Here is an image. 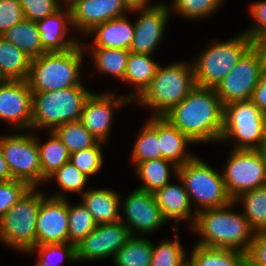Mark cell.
Returning a JSON list of instances; mask_svg holds the SVG:
<instances>
[{"label":"cell","instance_id":"d6986e66","mask_svg":"<svg viewBox=\"0 0 266 266\" xmlns=\"http://www.w3.org/2000/svg\"><path fill=\"white\" fill-rule=\"evenodd\" d=\"M68 6L72 27L82 36L98 24L130 13L123 0H73Z\"/></svg>","mask_w":266,"mask_h":266},{"label":"cell","instance_id":"db71d44e","mask_svg":"<svg viewBox=\"0 0 266 266\" xmlns=\"http://www.w3.org/2000/svg\"><path fill=\"white\" fill-rule=\"evenodd\" d=\"M60 2L62 1V4L64 3L65 5H69L73 0H59Z\"/></svg>","mask_w":266,"mask_h":266},{"label":"cell","instance_id":"f6af8a7d","mask_svg":"<svg viewBox=\"0 0 266 266\" xmlns=\"http://www.w3.org/2000/svg\"><path fill=\"white\" fill-rule=\"evenodd\" d=\"M24 19L19 0L0 1V36Z\"/></svg>","mask_w":266,"mask_h":266},{"label":"cell","instance_id":"ee69618b","mask_svg":"<svg viewBox=\"0 0 266 266\" xmlns=\"http://www.w3.org/2000/svg\"><path fill=\"white\" fill-rule=\"evenodd\" d=\"M248 10L255 22L244 32L250 37L253 45H256L266 37V0L252 2Z\"/></svg>","mask_w":266,"mask_h":266},{"label":"cell","instance_id":"9c48e42d","mask_svg":"<svg viewBox=\"0 0 266 266\" xmlns=\"http://www.w3.org/2000/svg\"><path fill=\"white\" fill-rule=\"evenodd\" d=\"M266 133V114L251 100L223 106V125L219 143H232V149L256 150Z\"/></svg>","mask_w":266,"mask_h":266},{"label":"cell","instance_id":"277c9868","mask_svg":"<svg viewBox=\"0 0 266 266\" xmlns=\"http://www.w3.org/2000/svg\"><path fill=\"white\" fill-rule=\"evenodd\" d=\"M82 42L66 52L44 53L31 59L27 82L32 92H48L83 85L81 68Z\"/></svg>","mask_w":266,"mask_h":266},{"label":"cell","instance_id":"603a6c76","mask_svg":"<svg viewBox=\"0 0 266 266\" xmlns=\"http://www.w3.org/2000/svg\"><path fill=\"white\" fill-rule=\"evenodd\" d=\"M135 30L127 15L94 26L83 37H93L90 47L129 50Z\"/></svg>","mask_w":266,"mask_h":266},{"label":"cell","instance_id":"2e32d148","mask_svg":"<svg viewBox=\"0 0 266 266\" xmlns=\"http://www.w3.org/2000/svg\"><path fill=\"white\" fill-rule=\"evenodd\" d=\"M131 103L124 94L117 96L115 92H93L85 102L80 121L98 141L107 143L114 110L122 109Z\"/></svg>","mask_w":266,"mask_h":266},{"label":"cell","instance_id":"7bdbcfd3","mask_svg":"<svg viewBox=\"0 0 266 266\" xmlns=\"http://www.w3.org/2000/svg\"><path fill=\"white\" fill-rule=\"evenodd\" d=\"M29 189L25 182L15 179L0 182V219Z\"/></svg>","mask_w":266,"mask_h":266},{"label":"cell","instance_id":"52a82bcc","mask_svg":"<svg viewBox=\"0 0 266 266\" xmlns=\"http://www.w3.org/2000/svg\"><path fill=\"white\" fill-rule=\"evenodd\" d=\"M216 169L197 155L178 167L177 175L185 185L192 207L196 206V213L233 201L227 193L222 171L219 173Z\"/></svg>","mask_w":266,"mask_h":266},{"label":"cell","instance_id":"681fc988","mask_svg":"<svg viewBox=\"0 0 266 266\" xmlns=\"http://www.w3.org/2000/svg\"><path fill=\"white\" fill-rule=\"evenodd\" d=\"M11 179H12L11 173L9 171L7 162L0 148V182L9 181Z\"/></svg>","mask_w":266,"mask_h":266},{"label":"cell","instance_id":"9a60e30c","mask_svg":"<svg viewBox=\"0 0 266 266\" xmlns=\"http://www.w3.org/2000/svg\"><path fill=\"white\" fill-rule=\"evenodd\" d=\"M32 103L33 92L26 80H7L0 86V120L11 123L10 132L31 130Z\"/></svg>","mask_w":266,"mask_h":266},{"label":"cell","instance_id":"7dc6e473","mask_svg":"<svg viewBox=\"0 0 266 266\" xmlns=\"http://www.w3.org/2000/svg\"><path fill=\"white\" fill-rule=\"evenodd\" d=\"M251 101L266 114V68L263 70L259 83L253 91Z\"/></svg>","mask_w":266,"mask_h":266},{"label":"cell","instance_id":"30bf717a","mask_svg":"<svg viewBox=\"0 0 266 266\" xmlns=\"http://www.w3.org/2000/svg\"><path fill=\"white\" fill-rule=\"evenodd\" d=\"M0 135V148L7 162L12 179L25 182L30 188L42 184V172L37 135L23 131Z\"/></svg>","mask_w":266,"mask_h":266},{"label":"cell","instance_id":"4dcf8cb0","mask_svg":"<svg viewBox=\"0 0 266 266\" xmlns=\"http://www.w3.org/2000/svg\"><path fill=\"white\" fill-rule=\"evenodd\" d=\"M49 137L46 142H41L37 135V145L39 148L42 183L59 169L63 164L70 161V153L63 142L53 131H48Z\"/></svg>","mask_w":266,"mask_h":266},{"label":"cell","instance_id":"ab89813d","mask_svg":"<svg viewBox=\"0 0 266 266\" xmlns=\"http://www.w3.org/2000/svg\"><path fill=\"white\" fill-rule=\"evenodd\" d=\"M223 2L224 0H173L168 6L170 13L175 12L190 20H200L217 13Z\"/></svg>","mask_w":266,"mask_h":266},{"label":"cell","instance_id":"ba28073f","mask_svg":"<svg viewBox=\"0 0 266 266\" xmlns=\"http://www.w3.org/2000/svg\"><path fill=\"white\" fill-rule=\"evenodd\" d=\"M45 192L30 188L0 219V242L27 253L36 245L37 216Z\"/></svg>","mask_w":266,"mask_h":266},{"label":"cell","instance_id":"f1b7e54d","mask_svg":"<svg viewBox=\"0 0 266 266\" xmlns=\"http://www.w3.org/2000/svg\"><path fill=\"white\" fill-rule=\"evenodd\" d=\"M82 44L87 50L90 49L87 52H91L92 62L99 74H108L118 78L117 80H124L130 50L89 47L85 41Z\"/></svg>","mask_w":266,"mask_h":266},{"label":"cell","instance_id":"3957f363","mask_svg":"<svg viewBox=\"0 0 266 266\" xmlns=\"http://www.w3.org/2000/svg\"><path fill=\"white\" fill-rule=\"evenodd\" d=\"M195 86L191 61L172 62L164 67L159 64L152 81L134 102L150 109L152 116H164L185 99Z\"/></svg>","mask_w":266,"mask_h":266},{"label":"cell","instance_id":"8fae6325","mask_svg":"<svg viewBox=\"0 0 266 266\" xmlns=\"http://www.w3.org/2000/svg\"><path fill=\"white\" fill-rule=\"evenodd\" d=\"M265 68L261 51L253 45L215 88L222 105L251 100Z\"/></svg>","mask_w":266,"mask_h":266},{"label":"cell","instance_id":"8992f818","mask_svg":"<svg viewBox=\"0 0 266 266\" xmlns=\"http://www.w3.org/2000/svg\"><path fill=\"white\" fill-rule=\"evenodd\" d=\"M252 46V40L244 31L208 45L191 61L196 86L215 89Z\"/></svg>","mask_w":266,"mask_h":266},{"label":"cell","instance_id":"d590c367","mask_svg":"<svg viewBox=\"0 0 266 266\" xmlns=\"http://www.w3.org/2000/svg\"><path fill=\"white\" fill-rule=\"evenodd\" d=\"M53 132L67 147L70 154L88 149L98 142L81 121L66 122Z\"/></svg>","mask_w":266,"mask_h":266},{"label":"cell","instance_id":"f35d334b","mask_svg":"<svg viewBox=\"0 0 266 266\" xmlns=\"http://www.w3.org/2000/svg\"><path fill=\"white\" fill-rule=\"evenodd\" d=\"M141 129L130 154L134 167L141 162L162 158L157 132L146 121Z\"/></svg>","mask_w":266,"mask_h":266},{"label":"cell","instance_id":"836d02e7","mask_svg":"<svg viewBox=\"0 0 266 266\" xmlns=\"http://www.w3.org/2000/svg\"><path fill=\"white\" fill-rule=\"evenodd\" d=\"M51 180L57 182L61 191L50 195V197L67 199L66 193L77 192L81 196L86 191L84 187L87 186L90 178L74 166L71 161H68L46 179L47 182Z\"/></svg>","mask_w":266,"mask_h":266},{"label":"cell","instance_id":"ffe728a7","mask_svg":"<svg viewBox=\"0 0 266 266\" xmlns=\"http://www.w3.org/2000/svg\"><path fill=\"white\" fill-rule=\"evenodd\" d=\"M176 178L179 184L169 182L163 188L157 190L154 196L165 220L167 222H175V224L171 225L172 230L179 229V223L186 221V223H189L187 226L192 228L197 213H192L193 207L183 181L178 176Z\"/></svg>","mask_w":266,"mask_h":266},{"label":"cell","instance_id":"83f0119b","mask_svg":"<svg viewBox=\"0 0 266 266\" xmlns=\"http://www.w3.org/2000/svg\"><path fill=\"white\" fill-rule=\"evenodd\" d=\"M1 37L24 51L31 59L47 53L41 43L36 22L23 19L2 33Z\"/></svg>","mask_w":266,"mask_h":266},{"label":"cell","instance_id":"f546056e","mask_svg":"<svg viewBox=\"0 0 266 266\" xmlns=\"http://www.w3.org/2000/svg\"><path fill=\"white\" fill-rule=\"evenodd\" d=\"M31 58L0 36V71L7 80H27Z\"/></svg>","mask_w":266,"mask_h":266},{"label":"cell","instance_id":"5bb4252c","mask_svg":"<svg viewBox=\"0 0 266 266\" xmlns=\"http://www.w3.org/2000/svg\"><path fill=\"white\" fill-rule=\"evenodd\" d=\"M131 234L121 221L98 224L95 229L76 245L77 262L112 260L116 253L126 244Z\"/></svg>","mask_w":266,"mask_h":266},{"label":"cell","instance_id":"7402d4cb","mask_svg":"<svg viewBox=\"0 0 266 266\" xmlns=\"http://www.w3.org/2000/svg\"><path fill=\"white\" fill-rule=\"evenodd\" d=\"M66 7L64 8L63 5L54 14L36 22L41 43L47 53L66 52L81 42L78 38L66 36L69 30L74 31L71 23V11L68 5Z\"/></svg>","mask_w":266,"mask_h":266},{"label":"cell","instance_id":"74e56055","mask_svg":"<svg viewBox=\"0 0 266 266\" xmlns=\"http://www.w3.org/2000/svg\"><path fill=\"white\" fill-rule=\"evenodd\" d=\"M92 214L83 203L72 204L68 201L69 243L77 245L96 227Z\"/></svg>","mask_w":266,"mask_h":266},{"label":"cell","instance_id":"816d5d0a","mask_svg":"<svg viewBox=\"0 0 266 266\" xmlns=\"http://www.w3.org/2000/svg\"><path fill=\"white\" fill-rule=\"evenodd\" d=\"M255 46L261 51L266 65V37L262 38Z\"/></svg>","mask_w":266,"mask_h":266},{"label":"cell","instance_id":"f5cc1de1","mask_svg":"<svg viewBox=\"0 0 266 266\" xmlns=\"http://www.w3.org/2000/svg\"><path fill=\"white\" fill-rule=\"evenodd\" d=\"M7 81L6 77L0 71V86Z\"/></svg>","mask_w":266,"mask_h":266},{"label":"cell","instance_id":"484cf974","mask_svg":"<svg viewBox=\"0 0 266 266\" xmlns=\"http://www.w3.org/2000/svg\"><path fill=\"white\" fill-rule=\"evenodd\" d=\"M134 170L135 175L142 182L137 188L151 193H155L169 183L171 176H178V166L163 158L138 163Z\"/></svg>","mask_w":266,"mask_h":266},{"label":"cell","instance_id":"4fadbf2b","mask_svg":"<svg viewBox=\"0 0 266 266\" xmlns=\"http://www.w3.org/2000/svg\"><path fill=\"white\" fill-rule=\"evenodd\" d=\"M120 209V221L128 227L131 236H149L168 223L157 205L154 193L139 188L126 195Z\"/></svg>","mask_w":266,"mask_h":266},{"label":"cell","instance_id":"bcb514c9","mask_svg":"<svg viewBox=\"0 0 266 266\" xmlns=\"http://www.w3.org/2000/svg\"><path fill=\"white\" fill-rule=\"evenodd\" d=\"M247 266H266V231L256 232L246 253Z\"/></svg>","mask_w":266,"mask_h":266},{"label":"cell","instance_id":"5b68a950","mask_svg":"<svg viewBox=\"0 0 266 266\" xmlns=\"http://www.w3.org/2000/svg\"><path fill=\"white\" fill-rule=\"evenodd\" d=\"M84 85L48 92H33L31 131H54L66 122L80 121L92 94Z\"/></svg>","mask_w":266,"mask_h":266},{"label":"cell","instance_id":"4316f807","mask_svg":"<svg viewBox=\"0 0 266 266\" xmlns=\"http://www.w3.org/2000/svg\"><path fill=\"white\" fill-rule=\"evenodd\" d=\"M187 266H247L246 253L194 244Z\"/></svg>","mask_w":266,"mask_h":266},{"label":"cell","instance_id":"7c38bea8","mask_svg":"<svg viewBox=\"0 0 266 266\" xmlns=\"http://www.w3.org/2000/svg\"><path fill=\"white\" fill-rule=\"evenodd\" d=\"M228 157L222 175L233 201L247 191L266 185V167L256 150L232 149Z\"/></svg>","mask_w":266,"mask_h":266},{"label":"cell","instance_id":"d4e9b609","mask_svg":"<svg viewBox=\"0 0 266 266\" xmlns=\"http://www.w3.org/2000/svg\"><path fill=\"white\" fill-rule=\"evenodd\" d=\"M151 57L148 54L129 53L123 82L134 87L131 93L125 95L132 103L144 92L156 74L159 63Z\"/></svg>","mask_w":266,"mask_h":266},{"label":"cell","instance_id":"f907efd6","mask_svg":"<svg viewBox=\"0 0 266 266\" xmlns=\"http://www.w3.org/2000/svg\"><path fill=\"white\" fill-rule=\"evenodd\" d=\"M256 151L259 153V155L262 158L263 163L266 167V133L263 136V138L261 139V142H260L258 148L256 149Z\"/></svg>","mask_w":266,"mask_h":266},{"label":"cell","instance_id":"d6a6232c","mask_svg":"<svg viewBox=\"0 0 266 266\" xmlns=\"http://www.w3.org/2000/svg\"><path fill=\"white\" fill-rule=\"evenodd\" d=\"M234 201L242 205V213L255 232L266 231V185L247 191Z\"/></svg>","mask_w":266,"mask_h":266},{"label":"cell","instance_id":"60d3db41","mask_svg":"<svg viewBox=\"0 0 266 266\" xmlns=\"http://www.w3.org/2000/svg\"><path fill=\"white\" fill-rule=\"evenodd\" d=\"M104 142L98 141L94 146L70 154V161L87 177L100 172L103 167L104 157L102 146Z\"/></svg>","mask_w":266,"mask_h":266},{"label":"cell","instance_id":"e0dca14e","mask_svg":"<svg viewBox=\"0 0 266 266\" xmlns=\"http://www.w3.org/2000/svg\"><path fill=\"white\" fill-rule=\"evenodd\" d=\"M138 13L134 21L135 30L130 46V52L154 55L156 48L163 41L164 31L167 26L170 9L165 2H156L148 9L134 10Z\"/></svg>","mask_w":266,"mask_h":266},{"label":"cell","instance_id":"c3c4849f","mask_svg":"<svg viewBox=\"0 0 266 266\" xmlns=\"http://www.w3.org/2000/svg\"><path fill=\"white\" fill-rule=\"evenodd\" d=\"M123 2L130 12L134 10L148 9L156 5L155 2L149 4L150 0H123Z\"/></svg>","mask_w":266,"mask_h":266},{"label":"cell","instance_id":"6da1fadb","mask_svg":"<svg viewBox=\"0 0 266 266\" xmlns=\"http://www.w3.org/2000/svg\"><path fill=\"white\" fill-rule=\"evenodd\" d=\"M164 117L195 144L220 141L223 105L214 88L195 86Z\"/></svg>","mask_w":266,"mask_h":266},{"label":"cell","instance_id":"b9f144b4","mask_svg":"<svg viewBox=\"0 0 266 266\" xmlns=\"http://www.w3.org/2000/svg\"><path fill=\"white\" fill-rule=\"evenodd\" d=\"M24 19L37 22L54 14L64 4L59 0H19Z\"/></svg>","mask_w":266,"mask_h":266},{"label":"cell","instance_id":"7a4b0ae2","mask_svg":"<svg viewBox=\"0 0 266 266\" xmlns=\"http://www.w3.org/2000/svg\"><path fill=\"white\" fill-rule=\"evenodd\" d=\"M235 206L237 204L232 201L222 207L198 212L191 228L201 236L195 244L247 253L256 232L242 212L232 210Z\"/></svg>","mask_w":266,"mask_h":266},{"label":"cell","instance_id":"ac0fdd59","mask_svg":"<svg viewBox=\"0 0 266 266\" xmlns=\"http://www.w3.org/2000/svg\"><path fill=\"white\" fill-rule=\"evenodd\" d=\"M68 200L46 195L40 203L36 225V245L69 243Z\"/></svg>","mask_w":266,"mask_h":266},{"label":"cell","instance_id":"1f68e13d","mask_svg":"<svg viewBox=\"0 0 266 266\" xmlns=\"http://www.w3.org/2000/svg\"><path fill=\"white\" fill-rule=\"evenodd\" d=\"M153 243L147 236H131L113 258L115 266H150Z\"/></svg>","mask_w":266,"mask_h":266},{"label":"cell","instance_id":"e575fe53","mask_svg":"<svg viewBox=\"0 0 266 266\" xmlns=\"http://www.w3.org/2000/svg\"><path fill=\"white\" fill-rule=\"evenodd\" d=\"M179 229H173L174 240H162L153 243L150 266H187L188 257L184 246L180 243Z\"/></svg>","mask_w":266,"mask_h":266},{"label":"cell","instance_id":"44dd1931","mask_svg":"<svg viewBox=\"0 0 266 266\" xmlns=\"http://www.w3.org/2000/svg\"><path fill=\"white\" fill-rule=\"evenodd\" d=\"M146 122L157 132L162 158L182 166L190 161L195 154L188 150L195 144L164 116H149ZM188 150V151H187Z\"/></svg>","mask_w":266,"mask_h":266},{"label":"cell","instance_id":"8d00e7d4","mask_svg":"<svg viewBox=\"0 0 266 266\" xmlns=\"http://www.w3.org/2000/svg\"><path fill=\"white\" fill-rule=\"evenodd\" d=\"M30 253L31 255L37 253L35 254L38 256L34 263L35 266H60L65 260L68 262H77L76 246L70 243L35 245L26 254L28 255Z\"/></svg>","mask_w":266,"mask_h":266},{"label":"cell","instance_id":"cb8c5ba5","mask_svg":"<svg viewBox=\"0 0 266 266\" xmlns=\"http://www.w3.org/2000/svg\"><path fill=\"white\" fill-rule=\"evenodd\" d=\"M80 200L92 214L98 224L115 223L120 221V193L107 188H87Z\"/></svg>","mask_w":266,"mask_h":266}]
</instances>
